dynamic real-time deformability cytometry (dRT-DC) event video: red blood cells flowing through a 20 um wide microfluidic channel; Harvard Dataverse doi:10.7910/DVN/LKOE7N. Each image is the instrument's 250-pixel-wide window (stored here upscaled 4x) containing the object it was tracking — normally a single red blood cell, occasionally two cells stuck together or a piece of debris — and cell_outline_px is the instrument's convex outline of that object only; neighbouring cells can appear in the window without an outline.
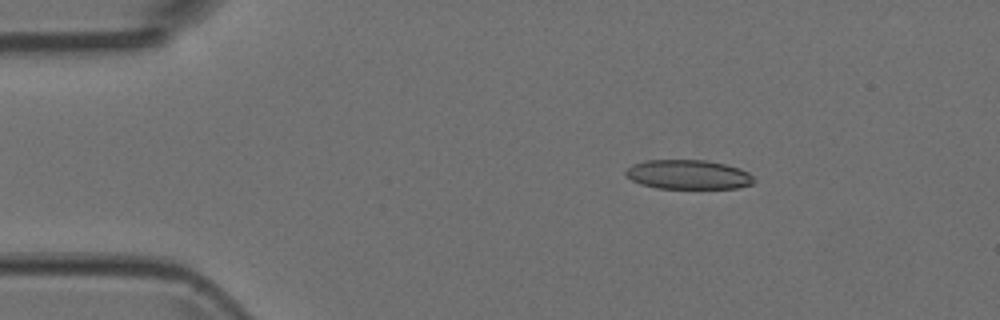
{"species": "Egyptian fruit bat (a non-hibernating species)", "species_latin": "Rousettus aegyptiacus", "temperature_condition": "room temperature", "stored_images_in_passage": 5, "camera_frame_rate_fps": 3000, "um_per_image_px": 0.085, "animal": {"sex": "female"}, "frame": {"image": 1, "passage_image": 3, "time_ms": 0.667, "image_size_px": [1000, 320], "cell_outline_px": [[756, 180], [752, 184], [736, 188], [656, 188], [640, 184], [632, 180], [624, 172], [632, 164], [648, 160], [704, 160], [724, 164], [740, 168], [748, 172]], "centroid_in_image_um": [58.51, 14.84], "position_along_channel_um": 26.5, "area_um2": 21.85}}
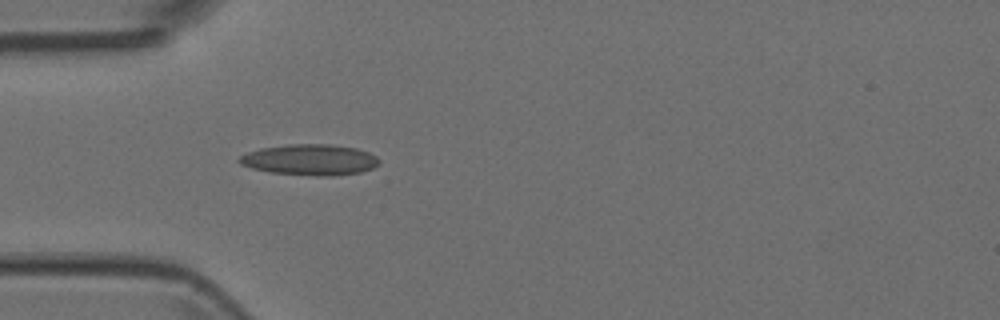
{"frame": {"image": 2, "passage_image": 5, "time_ms": 1.333, "image_size_px": [1000, 320], "cell_outline_px": [[380, 164], [372, 168], [360, 172], [332, 176], [316, 176], [268, 172], [252, 168], [240, 164], [236, 160], [240, 156], [248, 152], [260, 148], [288, 144], [332, 144], [356, 148], [368, 152], [376, 156], [380, 160]], "centroid_in_image_um": [26.34, 13.58], "position_along_channel_um": 58.7, "area_um2": 25.37}}